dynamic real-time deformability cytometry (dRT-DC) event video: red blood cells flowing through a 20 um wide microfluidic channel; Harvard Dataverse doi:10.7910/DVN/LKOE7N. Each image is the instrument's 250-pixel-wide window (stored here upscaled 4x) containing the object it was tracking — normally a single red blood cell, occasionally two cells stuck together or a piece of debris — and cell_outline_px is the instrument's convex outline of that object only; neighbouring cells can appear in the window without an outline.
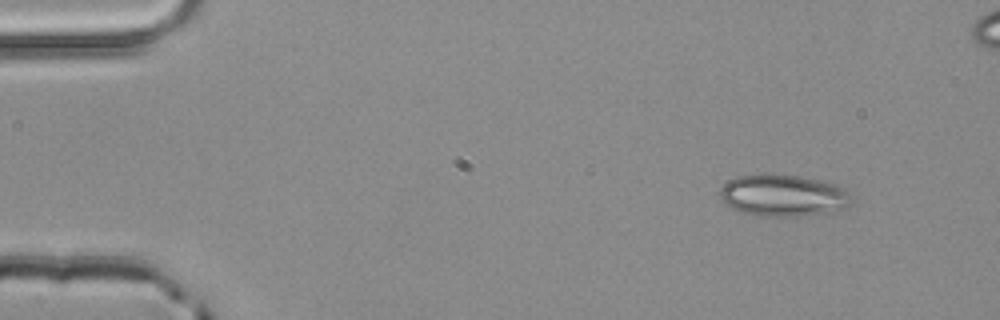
{"species": "common noctule bat (a hibernating species)", "species_latin": "Nyctalus noctula", "temperature_condition": "room temperature", "stored_images_in_passage": 4, "camera_frame_rate_fps": 3000, "um_per_image_px": 0.085, "animal": {"sex": "male", "body_mass_g": 20.4}, "frame": {"image": 1, "passage_image": 1, "time_ms": 0.0, "image_size_px": [1000, 320], "cell_outline_px": [[852, 204], [848, 208], [832, 212], [800, 216], [756, 216], [740, 212], [724, 204], [720, 200], [720, 188], [728, 180], [736, 176], [800, 176], [820, 180], [836, 184], [848, 188], [852, 200]], "centroid_in_image_um": [66.62, 16.65], "position_along_channel_um": 18.4, "area_um2": 32.19}}